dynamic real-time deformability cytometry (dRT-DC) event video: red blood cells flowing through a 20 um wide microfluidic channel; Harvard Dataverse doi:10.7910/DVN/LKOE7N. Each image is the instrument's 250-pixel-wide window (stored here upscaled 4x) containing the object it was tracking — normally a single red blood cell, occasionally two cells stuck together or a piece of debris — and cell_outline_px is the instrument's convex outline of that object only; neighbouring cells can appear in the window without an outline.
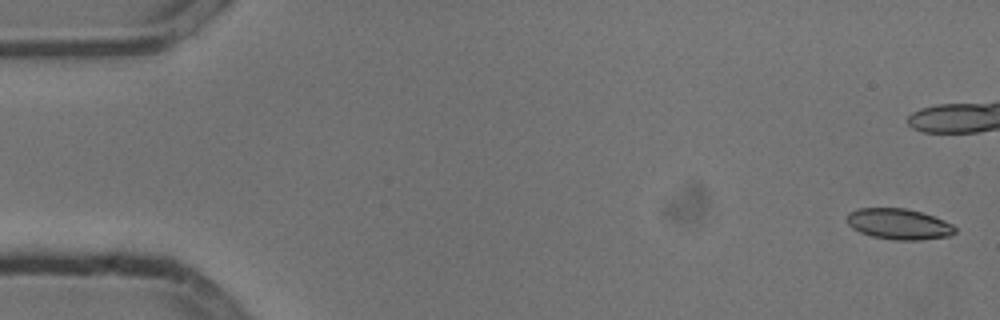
{"species": "common noctule bat (a hibernating species)", "species_latin": "Nyctalus noctula", "temperature_condition": "cold", "stored_images_in_passage": 4, "camera_frame_rate_fps": 3000, "um_per_image_px": 0.085, "animal": {"sex": "male", "body_mass_g": 13.3}, "frame": {"image": 1, "passage_image": 1, "time_ms": 0.0, "image_size_px": [1000, 320], "cell_outline_px": [[956, 232], [948, 236], [920, 240], [896, 240], [872, 236], [860, 232], [852, 228], [848, 224], [848, 212], [856, 208], [904, 208], [920, 212], [944, 220], [952, 224], [956, 228]], "centroid_in_image_um": [76.39, 19.04], "position_along_channel_um": 8.6, "area_um2": 19.31}}